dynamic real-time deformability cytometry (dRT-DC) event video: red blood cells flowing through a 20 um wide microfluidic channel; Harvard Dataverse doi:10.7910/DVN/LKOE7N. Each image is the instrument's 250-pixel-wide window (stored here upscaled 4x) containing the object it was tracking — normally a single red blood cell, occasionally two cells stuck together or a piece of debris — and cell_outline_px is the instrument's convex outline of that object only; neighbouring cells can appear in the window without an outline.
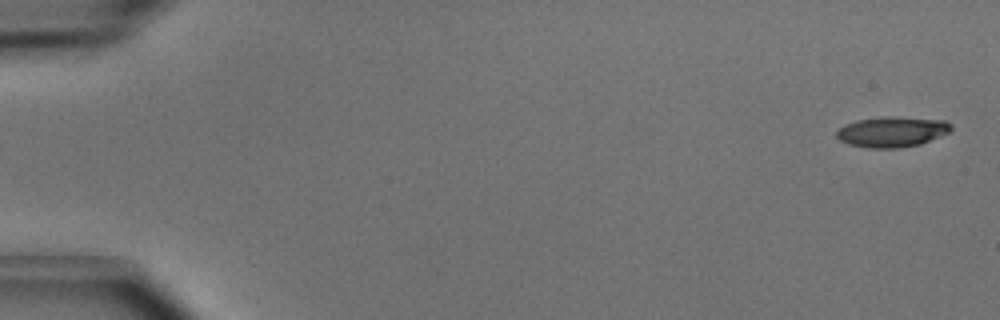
{"species": "common noctule bat (a hibernating species)", "species_latin": "Nyctalus noctula", "temperature_condition": "cold", "stored_images_in_passage": 6, "camera_frame_rate_fps": 3000, "um_per_image_px": 0.085, "animal": {"sex": "male", "body_mass_g": 15.6}, "frame": {"image": 1, "passage_image": 1, "time_ms": 0.0, "image_size_px": [1000, 320], "cell_outline_px": [[952, 128], [948, 132], [940, 136], [920, 144], [900, 148], [868, 148], [848, 144], [840, 140], [836, 136], [836, 132], [844, 124], [856, 120], [892, 116], [944, 120], [952, 124]], "centroid_in_image_um": [75.81, 11.2], "position_along_channel_um": 9.2, "area_um2": 20.29}}
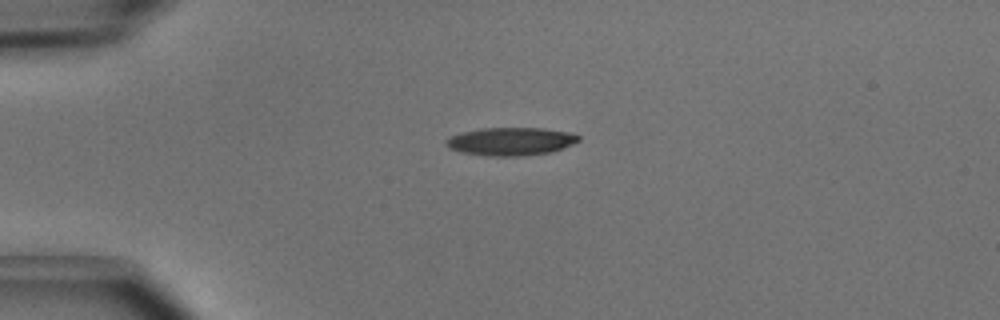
{"frame": {"image": 2, "passage_image": 4, "time_ms": 1.0, "image_size_px": [1000, 320], "cell_outline_px": [[580, 140], [572, 144], [548, 152], [524, 156], [488, 156], [460, 152], [448, 148], [444, 144], [444, 140], [460, 132], [484, 128], [544, 128], [572, 132], [580, 136]], "centroid_in_image_um": [43.38, 12.01], "position_along_channel_um": 41.6, "area_um2": 21.73}}